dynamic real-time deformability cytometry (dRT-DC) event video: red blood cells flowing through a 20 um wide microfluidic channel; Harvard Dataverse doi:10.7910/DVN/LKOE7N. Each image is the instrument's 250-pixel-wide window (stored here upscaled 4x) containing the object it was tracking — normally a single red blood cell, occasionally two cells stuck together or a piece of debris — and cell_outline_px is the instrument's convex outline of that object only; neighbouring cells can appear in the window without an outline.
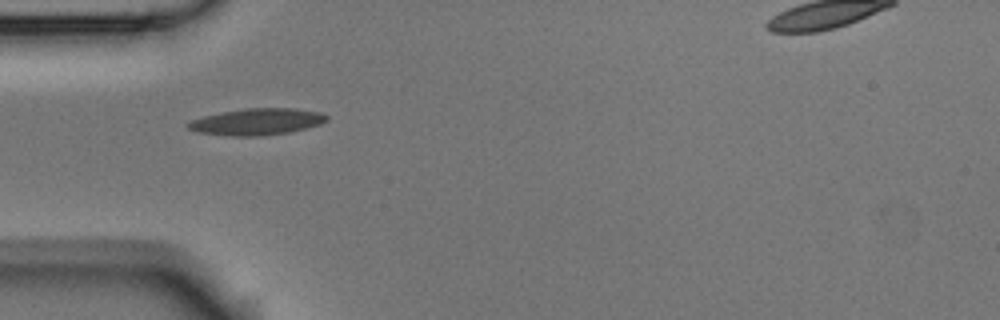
{"species": "Egyptian fruit bat (a non-hibernating species)", "species_latin": "Rousettus aegyptiacus", "temperature_condition": "room temperature", "stored_images_in_passage": 5, "camera_frame_rate_fps": 3000, "um_per_image_px": 0.085, "animal": {"sex": "male"}, "frame": {"image": 1, "passage_image": 1, "time_ms": 0.0, "image_size_px": [1000, 320], "cell_outline_px": [[328, 120], [320, 124], [288, 132], [260, 136], [224, 136], [196, 132], [188, 128], [184, 124], [192, 120], [204, 116], [220, 112], [244, 108], [292, 108], [320, 112], [328, 116]], "centroid_in_image_um": [21.78, 10.35], "position_along_channel_um": 63.2, "area_um2": 21.56}}
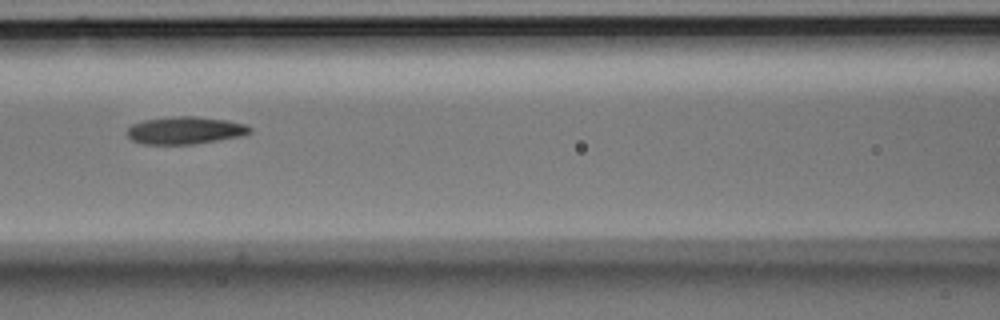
{"frame": {"image": 2, "passage_image": 3, "time_ms": 0.667, "image_size_px": [1000, 320], "cell_outline_px": [[252, 132], [244, 136], [192, 144], [144, 144], [132, 140], [128, 136], [128, 128], [132, 124], [144, 120], [176, 116], [192, 116], [228, 120], [248, 124], [252, 128]], "centroid_in_image_um": [15.8, 11.08], "position_along_channel_um": 150.8, "area_um2": 19.71}}
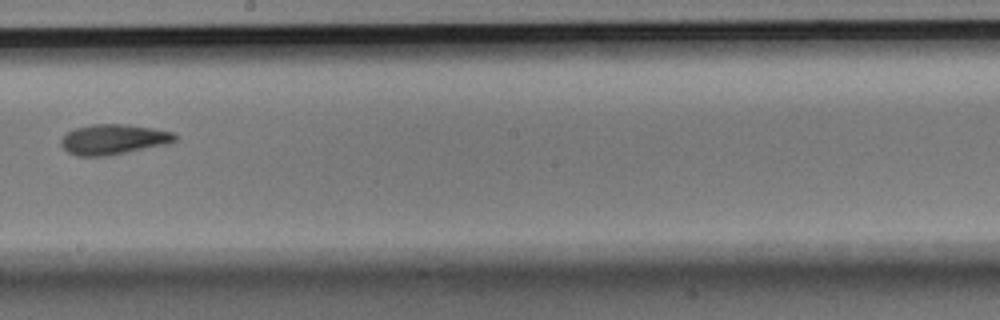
{"frame": {"image": 3, "passage_image": 5, "time_ms": 1.333, "image_size_px": [1000, 320], "cell_outline_px": [[176, 140], [168, 144], [104, 156], [76, 156], [68, 152], [60, 144], [60, 140], [68, 132], [76, 128], [92, 124], [128, 124], [152, 128], [172, 132], [176, 136]], "centroid_in_image_um": [9.63, 11.84], "position_along_channel_um": 238.6, "area_um2": 19.88}}